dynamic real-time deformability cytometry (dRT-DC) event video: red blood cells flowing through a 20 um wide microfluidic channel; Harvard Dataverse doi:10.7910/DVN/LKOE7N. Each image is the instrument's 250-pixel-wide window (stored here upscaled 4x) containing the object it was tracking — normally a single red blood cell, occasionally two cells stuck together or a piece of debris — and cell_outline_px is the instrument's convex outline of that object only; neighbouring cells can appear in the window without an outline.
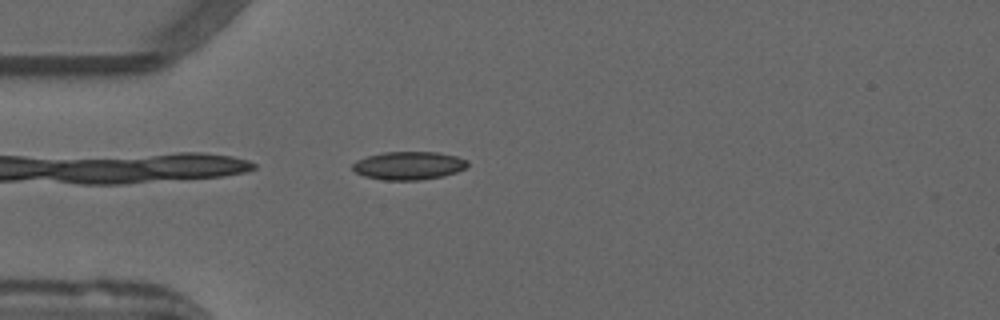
{"species": "common noctule bat (a hibernating species)", "species_latin": "Nyctalus noctula", "temperature_condition": "warm", "stored_images_in_passage": 38, "camera_frame_rate_fps": 3000, "um_per_image_px": 0.085, "animal": {"sex": "male", "forearm_length_mm": 52.5}, "frame": {"image": 1, "passage_image": 1, "time_ms": 0.0, "image_size_px": [1000, 320], "cell_outline_px": [[468, 164], [464, 168], [456, 172], [444, 176], [420, 180], [384, 180], [364, 176], [356, 172], [352, 168], [352, 164], [356, 160], [368, 156], [384, 152], [436, 152], [456, 156], [468, 160]], "centroid_in_image_um": [34.73, 14.08], "position_along_channel_um": 50.3, "area_um2": 18.84}}
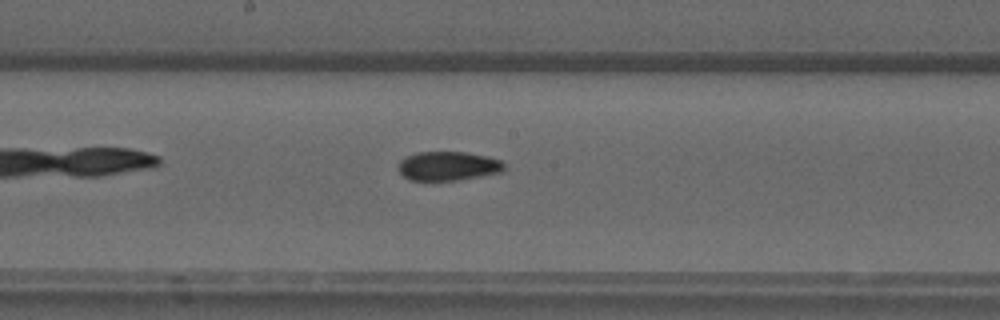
{"frame": {"image": 2, "passage_image": 14, "time_ms": 4.333, "image_size_px": [1000, 320], "cell_outline_px": [[504, 168], [500, 172], [480, 176], [456, 180], [412, 180], [404, 176], [396, 168], [396, 164], [404, 156], [416, 152], [464, 152], [488, 156], [500, 160], [504, 164]], "centroid_in_image_um": [38.02, 14.1], "position_along_channel_um": 210.2, "area_um2": 17.98}}
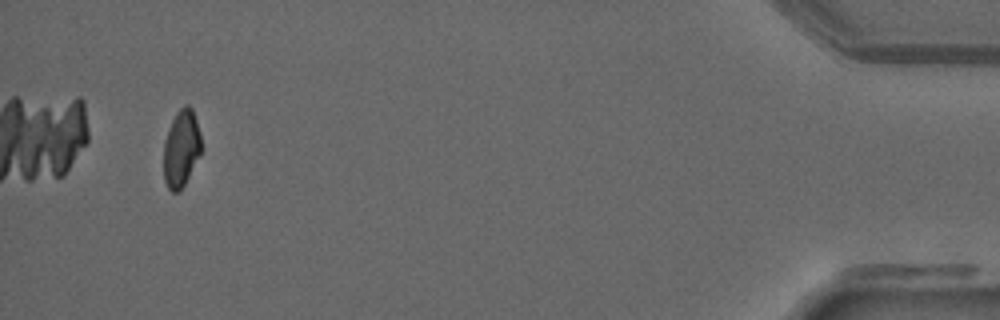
{"frame": {"image": 3, "passage_image": 36, "time_ms": 11.667, "image_size_px": [1000, 320], "cell_outline_px": [[200, 152], [184, 184], [176, 192], [172, 192], [168, 188], [164, 180], [164, 140], [168, 128], [176, 112], [184, 104], [188, 104], [192, 108], [200, 132]], "centroid_in_image_um": [15.38, 12.56], "position_along_channel_um": 419.8, "area_um2": 16.59}, "authors_computed_cell_mechanics": {"area_um2": 18.0047, "velocity_mm_per_s": 3.9415, "shape_relaxation_time_tau1_ms": null, "shape_relaxation_time_tau2_ms": 2.8117, "deformation_change_tau1": null, "deformation_change_tau2": 0.0728}}